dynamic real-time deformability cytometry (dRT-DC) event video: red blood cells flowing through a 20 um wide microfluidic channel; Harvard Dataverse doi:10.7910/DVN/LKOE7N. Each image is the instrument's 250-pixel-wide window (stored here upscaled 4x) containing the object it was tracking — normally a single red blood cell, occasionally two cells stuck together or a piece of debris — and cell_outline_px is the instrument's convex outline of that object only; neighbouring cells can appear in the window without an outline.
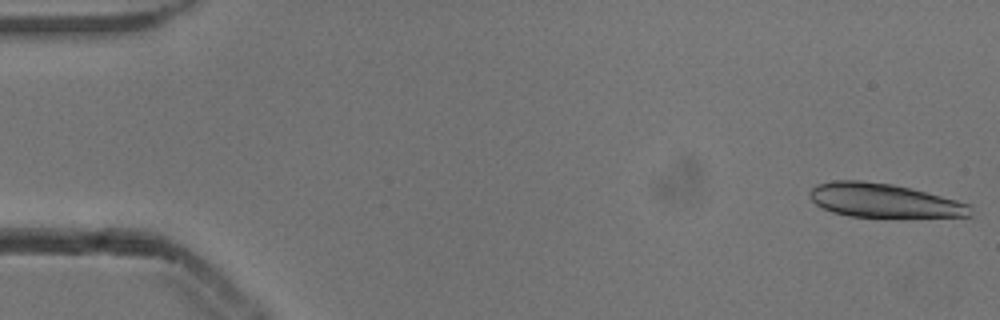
{"species": "common noctule bat (a hibernating species)", "species_latin": "Nyctalus noctula", "temperature_condition": "cold", "stored_images_in_passage": 53, "segment_of_instrument_passage": [1, 2], "camera_frame_rate_fps": 3000, "um_per_image_px": 0.085, "animal": {"sex": "male", "body_mass_g": 13.3}, "frame": {"image": 1, "passage_image": 1, "time_ms": 0.0, "image_size_px": [1000, 320], "cell_outline_px": [[972, 216], [848, 216], [832, 212], [816, 204], [808, 196], [808, 192], [816, 184], [832, 180], [860, 180], [892, 184], [912, 188], [956, 200], [968, 204], [972, 208]], "centroid_in_image_um": [75.07, 17.02], "position_along_channel_um": 9.9, "area_um2": 31.44}}